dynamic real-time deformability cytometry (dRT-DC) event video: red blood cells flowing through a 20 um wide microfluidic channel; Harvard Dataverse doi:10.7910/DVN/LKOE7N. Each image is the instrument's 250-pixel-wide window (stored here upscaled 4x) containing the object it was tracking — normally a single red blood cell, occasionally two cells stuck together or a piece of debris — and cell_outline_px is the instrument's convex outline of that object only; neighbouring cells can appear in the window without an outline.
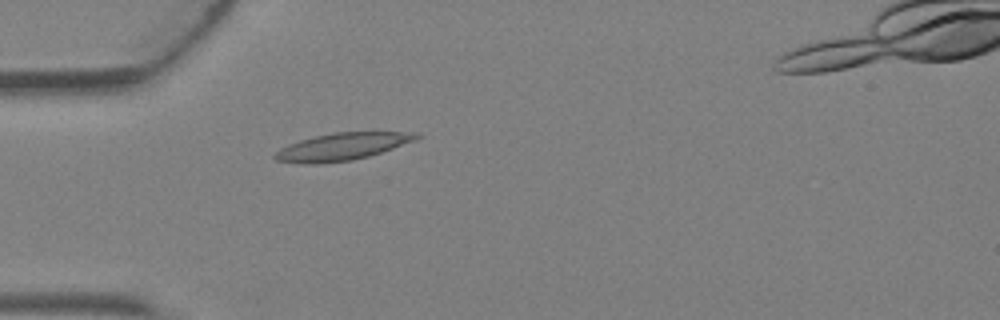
{"species": "Egyptian fruit bat (a non-hibernating species)", "species_latin": "Rousettus aegyptiacus", "temperature_condition": "warm", "stored_images_in_passage": 5, "camera_frame_rate_fps": 3000, "um_per_image_px": 0.085, "animal": {"sex": "female"}, "frame": {"image": 1, "passage_image": 4, "time_ms": 1.0, "image_size_px": [1000, 320], "cell_outline_px": [[420, 136], [416, 140], [368, 156], [352, 160], [304, 164], [300, 164], [276, 160], [272, 156], [280, 148], [300, 140], [316, 136], [336, 132], [416, 132]], "centroid_in_image_um": [29.06, 12.46], "position_along_channel_um": 55.9, "area_um2": 22.08}}